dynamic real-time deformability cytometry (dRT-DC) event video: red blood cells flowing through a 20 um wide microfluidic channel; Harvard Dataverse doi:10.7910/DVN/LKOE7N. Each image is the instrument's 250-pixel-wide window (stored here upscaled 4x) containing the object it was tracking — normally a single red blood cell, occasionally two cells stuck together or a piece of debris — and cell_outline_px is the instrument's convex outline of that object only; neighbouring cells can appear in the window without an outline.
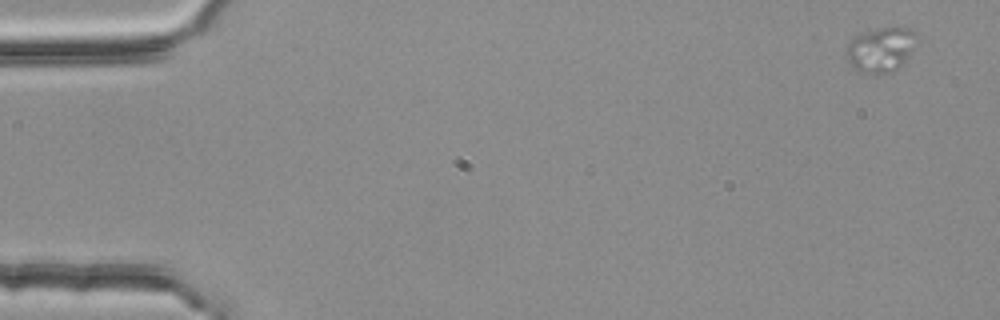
{"species": "common noctule bat (a hibernating species)", "species_latin": "Nyctalus noctula", "temperature_condition": "room temperature", "stored_images_in_passage": 4, "camera_frame_rate_fps": 3000, "um_per_image_px": 0.085, "animal": {"sex": "female", "body_mass_g": 25.1}, "frame": {"image": 1, "passage_image": 1, "time_ms": 0.0, "image_size_px": [1000, 320], "cell_outline_px": [[916, 36], [912, 48], [908, 56], [896, 68], [888, 72], [864, 72], [856, 68], [848, 60], [848, 44], [856, 36], [864, 32], [876, 28], [904, 24], [916, 32]], "centroid_in_image_um": [74.92, 4.11], "position_along_channel_um": 10.1, "area_um2": 17.8}}